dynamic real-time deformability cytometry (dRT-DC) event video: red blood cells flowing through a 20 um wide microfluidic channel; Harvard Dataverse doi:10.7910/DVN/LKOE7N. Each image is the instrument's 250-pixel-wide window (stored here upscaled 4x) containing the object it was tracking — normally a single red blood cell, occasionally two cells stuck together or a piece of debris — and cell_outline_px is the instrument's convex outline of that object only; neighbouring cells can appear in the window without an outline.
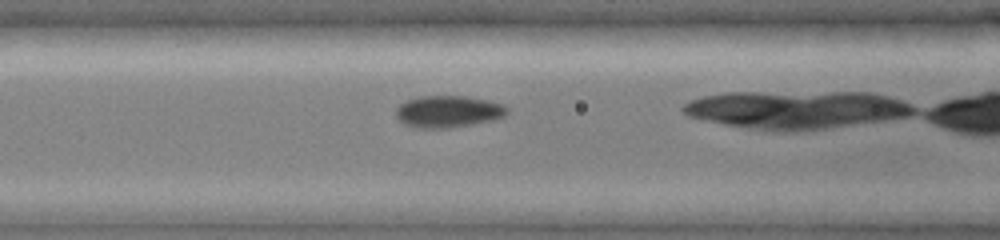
{"species": "common noctule bat (a hibernating species)", "species_latin": "Nyctalus noctula", "temperature_condition": "cold", "stored_images_in_passage": 22, "camera_frame_rate_fps": 3000, "um_per_image_px": 0.085, "animal": {"sex": "female", "body_mass_g": 19.0, "forearm_length_mm": 51.5}, "frame": {"image": 1, "passage_image": 14, "time_ms": 3.333, "image_size_px": [1000, 240], "cell_outline_px": [[508, 112], [504, 116], [492, 120], [472, 124], [448, 128], [412, 128], [404, 124], [396, 116], [396, 108], [400, 104], [408, 100], [420, 96], [468, 96], [488, 100], [504, 104], [508, 108]], "centroid_in_image_um": [38.09, 9.48], "position_along_channel_um": 128.5, "area_um2": 20.75}}